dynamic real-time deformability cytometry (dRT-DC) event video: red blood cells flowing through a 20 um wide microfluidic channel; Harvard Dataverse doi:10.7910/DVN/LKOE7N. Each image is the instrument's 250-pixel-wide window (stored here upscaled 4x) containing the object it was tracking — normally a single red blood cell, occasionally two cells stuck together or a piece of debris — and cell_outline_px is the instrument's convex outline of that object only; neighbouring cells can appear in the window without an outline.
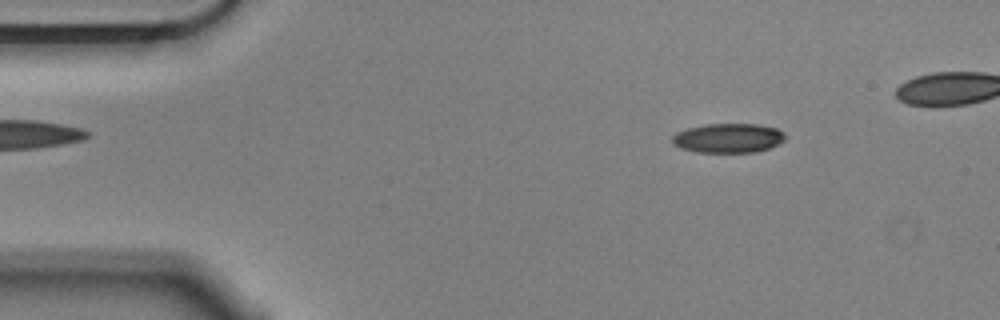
{"species": "Egyptian fruit bat (a non-hibernating species)", "species_latin": "Rousettus aegyptiacus", "temperature_condition": "cold", "stored_images_in_passage": 50, "camera_frame_rate_fps": 3000, "um_per_image_px": 0.085, "animal": {"sex": "male"}, "frame": {"image": 1, "passage_image": 7, "time_ms": 2.0, "image_size_px": [1000, 320], "cell_outline_px": [[784, 140], [768, 148], [756, 152], [696, 152], [680, 148], [672, 144], [672, 136], [676, 132], [688, 128], [708, 124], [756, 124], [776, 128], [784, 132]], "centroid_in_image_um": [61.86, 11.74], "position_along_channel_um": 23.1, "area_um2": 19.25}}
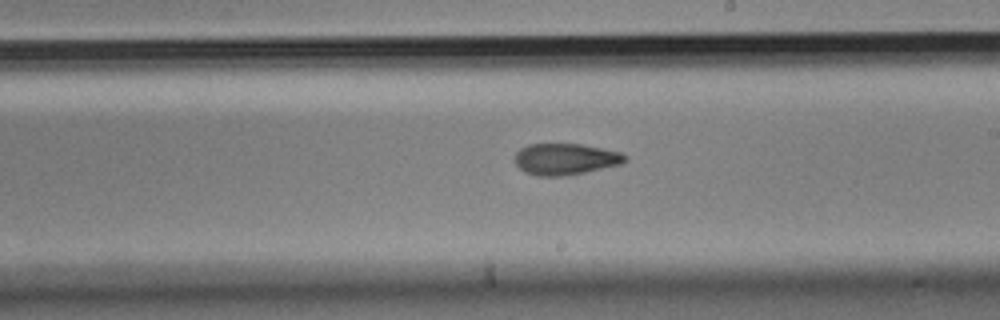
{"frame": {"image": 2, "passage_image": 31, "time_ms": 10.0, "image_size_px": [1000, 320], "cell_outline_px": [[628, 160], [620, 164], [584, 172], [564, 176], [536, 176], [524, 172], [516, 164], [516, 152], [520, 148], [528, 144], [580, 144], [620, 152], [628, 156]], "centroid_in_image_um": [48.05, 13.52], "position_along_channel_um": 241.0, "area_um2": 20.06}}
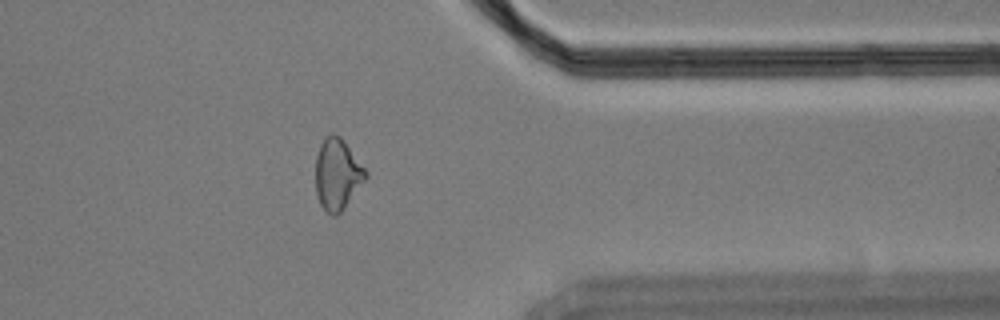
{"frame": {"image": 3, "passage_image": 44, "time_ms": 14.333, "image_size_px": [1000, 320], "cell_outline_px": [[368, 176], [344, 208], [336, 216], [332, 216], [320, 204], [316, 192], [316, 156], [320, 144], [324, 136], [332, 132], [340, 136], [368, 172]], "centroid_in_image_um": [28.67, 14.79], "position_along_channel_um": 382.7, "area_um2": 20.69}, "authors_computed_cell_mechanics": {"area_um2": 20.519, "velocity_mm_per_s": 3.5562, "shape_relaxation_time_tau1_ms": null, "shape_relaxation_time_tau2_ms": 4.9766, "deformation_change_tau1": null, "deformation_change_tau2": 0.1302}}